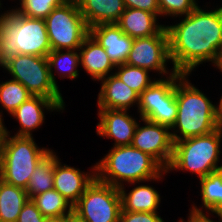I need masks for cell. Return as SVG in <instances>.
<instances>
[{"mask_svg": "<svg viewBox=\"0 0 222 222\" xmlns=\"http://www.w3.org/2000/svg\"><path fill=\"white\" fill-rule=\"evenodd\" d=\"M213 66L216 69H219L222 72V49L218 52L215 61L213 62Z\"/></svg>", "mask_w": 222, "mask_h": 222, "instance_id": "cell-39", "label": "cell"}, {"mask_svg": "<svg viewBox=\"0 0 222 222\" xmlns=\"http://www.w3.org/2000/svg\"><path fill=\"white\" fill-rule=\"evenodd\" d=\"M15 1V0H14ZM18 8H13L17 13L26 17L45 19L55 8L67 0H18Z\"/></svg>", "mask_w": 222, "mask_h": 222, "instance_id": "cell-30", "label": "cell"}, {"mask_svg": "<svg viewBox=\"0 0 222 222\" xmlns=\"http://www.w3.org/2000/svg\"><path fill=\"white\" fill-rule=\"evenodd\" d=\"M45 218L31 199L22 208L17 222H44Z\"/></svg>", "mask_w": 222, "mask_h": 222, "instance_id": "cell-33", "label": "cell"}, {"mask_svg": "<svg viewBox=\"0 0 222 222\" xmlns=\"http://www.w3.org/2000/svg\"><path fill=\"white\" fill-rule=\"evenodd\" d=\"M96 178L116 188L124 184L162 181L167 173L153 157L132 145L111 147L95 164ZM125 182V183H124Z\"/></svg>", "mask_w": 222, "mask_h": 222, "instance_id": "cell-2", "label": "cell"}, {"mask_svg": "<svg viewBox=\"0 0 222 222\" xmlns=\"http://www.w3.org/2000/svg\"><path fill=\"white\" fill-rule=\"evenodd\" d=\"M1 5H2V3H1V0H0V8H2ZM9 11H10V9L6 10V11H3L4 13H0V22L9 14Z\"/></svg>", "mask_w": 222, "mask_h": 222, "instance_id": "cell-41", "label": "cell"}, {"mask_svg": "<svg viewBox=\"0 0 222 222\" xmlns=\"http://www.w3.org/2000/svg\"><path fill=\"white\" fill-rule=\"evenodd\" d=\"M44 222H64V216L45 218Z\"/></svg>", "mask_w": 222, "mask_h": 222, "instance_id": "cell-40", "label": "cell"}, {"mask_svg": "<svg viewBox=\"0 0 222 222\" xmlns=\"http://www.w3.org/2000/svg\"><path fill=\"white\" fill-rule=\"evenodd\" d=\"M89 28L99 24L117 23L125 10L123 0H77Z\"/></svg>", "mask_w": 222, "mask_h": 222, "instance_id": "cell-19", "label": "cell"}, {"mask_svg": "<svg viewBox=\"0 0 222 222\" xmlns=\"http://www.w3.org/2000/svg\"><path fill=\"white\" fill-rule=\"evenodd\" d=\"M54 151L53 149L39 162L26 187L29 198L54 189Z\"/></svg>", "mask_w": 222, "mask_h": 222, "instance_id": "cell-25", "label": "cell"}, {"mask_svg": "<svg viewBox=\"0 0 222 222\" xmlns=\"http://www.w3.org/2000/svg\"><path fill=\"white\" fill-rule=\"evenodd\" d=\"M56 154L54 151V189L74 206L87 186L95 179V164L91 166L90 172H84L70 165H62Z\"/></svg>", "mask_w": 222, "mask_h": 222, "instance_id": "cell-13", "label": "cell"}, {"mask_svg": "<svg viewBox=\"0 0 222 222\" xmlns=\"http://www.w3.org/2000/svg\"><path fill=\"white\" fill-rule=\"evenodd\" d=\"M10 134L6 127L0 162L1 180L26 189L34 169L51 148H39L34 137Z\"/></svg>", "mask_w": 222, "mask_h": 222, "instance_id": "cell-6", "label": "cell"}, {"mask_svg": "<svg viewBox=\"0 0 222 222\" xmlns=\"http://www.w3.org/2000/svg\"><path fill=\"white\" fill-rule=\"evenodd\" d=\"M184 74L176 72L170 77L157 78L139 95L137 111L141 119H146L160 102L176 87V82Z\"/></svg>", "mask_w": 222, "mask_h": 222, "instance_id": "cell-21", "label": "cell"}, {"mask_svg": "<svg viewBox=\"0 0 222 222\" xmlns=\"http://www.w3.org/2000/svg\"><path fill=\"white\" fill-rule=\"evenodd\" d=\"M30 199L46 218L66 216L73 211L72 204L55 189L32 196Z\"/></svg>", "mask_w": 222, "mask_h": 222, "instance_id": "cell-26", "label": "cell"}, {"mask_svg": "<svg viewBox=\"0 0 222 222\" xmlns=\"http://www.w3.org/2000/svg\"><path fill=\"white\" fill-rule=\"evenodd\" d=\"M52 50L79 49L90 34L77 0H67L45 18Z\"/></svg>", "mask_w": 222, "mask_h": 222, "instance_id": "cell-7", "label": "cell"}, {"mask_svg": "<svg viewBox=\"0 0 222 222\" xmlns=\"http://www.w3.org/2000/svg\"><path fill=\"white\" fill-rule=\"evenodd\" d=\"M119 188L101 182L96 177L73 206L84 222H119L121 212Z\"/></svg>", "mask_w": 222, "mask_h": 222, "instance_id": "cell-9", "label": "cell"}, {"mask_svg": "<svg viewBox=\"0 0 222 222\" xmlns=\"http://www.w3.org/2000/svg\"><path fill=\"white\" fill-rule=\"evenodd\" d=\"M199 184L202 204L199 208L195 204L190 208L196 211L205 210L210 213L222 214V169L200 178Z\"/></svg>", "mask_w": 222, "mask_h": 222, "instance_id": "cell-24", "label": "cell"}, {"mask_svg": "<svg viewBox=\"0 0 222 222\" xmlns=\"http://www.w3.org/2000/svg\"><path fill=\"white\" fill-rule=\"evenodd\" d=\"M169 37L164 26L156 35L133 40L126 64L158 73L161 78L170 77L176 71H169Z\"/></svg>", "mask_w": 222, "mask_h": 222, "instance_id": "cell-10", "label": "cell"}, {"mask_svg": "<svg viewBox=\"0 0 222 222\" xmlns=\"http://www.w3.org/2000/svg\"><path fill=\"white\" fill-rule=\"evenodd\" d=\"M65 110L64 100H51L43 96H31L23 102L12 114L13 119L20 124L16 136L33 137L32 132L37 130L45 122L44 111Z\"/></svg>", "mask_w": 222, "mask_h": 222, "instance_id": "cell-14", "label": "cell"}, {"mask_svg": "<svg viewBox=\"0 0 222 222\" xmlns=\"http://www.w3.org/2000/svg\"><path fill=\"white\" fill-rule=\"evenodd\" d=\"M141 185L137 183H131L134 185L127 193L125 185L119 188L121 195V211L130 212H158L157 209L160 206L161 196L153 185ZM137 185V186H136Z\"/></svg>", "mask_w": 222, "mask_h": 222, "instance_id": "cell-20", "label": "cell"}, {"mask_svg": "<svg viewBox=\"0 0 222 222\" xmlns=\"http://www.w3.org/2000/svg\"><path fill=\"white\" fill-rule=\"evenodd\" d=\"M98 93V109L129 110L139 105V94L127 86L114 73L101 79Z\"/></svg>", "mask_w": 222, "mask_h": 222, "instance_id": "cell-16", "label": "cell"}, {"mask_svg": "<svg viewBox=\"0 0 222 222\" xmlns=\"http://www.w3.org/2000/svg\"><path fill=\"white\" fill-rule=\"evenodd\" d=\"M131 145L153 157L165 170L173 157L174 142L169 127L139 118Z\"/></svg>", "mask_w": 222, "mask_h": 222, "instance_id": "cell-11", "label": "cell"}, {"mask_svg": "<svg viewBox=\"0 0 222 222\" xmlns=\"http://www.w3.org/2000/svg\"><path fill=\"white\" fill-rule=\"evenodd\" d=\"M51 50L45 19L26 17L11 9L0 22V67L18 54L47 57Z\"/></svg>", "mask_w": 222, "mask_h": 222, "instance_id": "cell-4", "label": "cell"}, {"mask_svg": "<svg viewBox=\"0 0 222 222\" xmlns=\"http://www.w3.org/2000/svg\"><path fill=\"white\" fill-rule=\"evenodd\" d=\"M50 76L53 83L59 88L56 81V72L61 79L74 80L79 77L78 68H81L78 49L51 50L47 55ZM55 72V73H54Z\"/></svg>", "mask_w": 222, "mask_h": 222, "instance_id": "cell-22", "label": "cell"}, {"mask_svg": "<svg viewBox=\"0 0 222 222\" xmlns=\"http://www.w3.org/2000/svg\"><path fill=\"white\" fill-rule=\"evenodd\" d=\"M157 19L159 18L149 11L125 8L116 24L124 34L136 39L156 35L165 26Z\"/></svg>", "mask_w": 222, "mask_h": 222, "instance_id": "cell-18", "label": "cell"}, {"mask_svg": "<svg viewBox=\"0 0 222 222\" xmlns=\"http://www.w3.org/2000/svg\"><path fill=\"white\" fill-rule=\"evenodd\" d=\"M222 5L213 10L197 6L179 23L165 25L172 69L190 75L203 62H213L222 49Z\"/></svg>", "mask_w": 222, "mask_h": 222, "instance_id": "cell-1", "label": "cell"}, {"mask_svg": "<svg viewBox=\"0 0 222 222\" xmlns=\"http://www.w3.org/2000/svg\"><path fill=\"white\" fill-rule=\"evenodd\" d=\"M64 222H84V220L74 211L64 216Z\"/></svg>", "mask_w": 222, "mask_h": 222, "instance_id": "cell-38", "label": "cell"}, {"mask_svg": "<svg viewBox=\"0 0 222 222\" xmlns=\"http://www.w3.org/2000/svg\"><path fill=\"white\" fill-rule=\"evenodd\" d=\"M198 0H158L160 17L168 16L174 19L191 13L197 6Z\"/></svg>", "mask_w": 222, "mask_h": 222, "instance_id": "cell-31", "label": "cell"}, {"mask_svg": "<svg viewBox=\"0 0 222 222\" xmlns=\"http://www.w3.org/2000/svg\"><path fill=\"white\" fill-rule=\"evenodd\" d=\"M189 216L187 218V221H184V219H181L178 222H217L214 220H211L209 215L212 214H216L218 217V222H222V214L221 213H208V211L206 213H204L205 211H196L194 209H189Z\"/></svg>", "mask_w": 222, "mask_h": 222, "instance_id": "cell-35", "label": "cell"}, {"mask_svg": "<svg viewBox=\"0 0 222 222\" xmlns=\"http://www.w3.org/2000/svg\"><path fill=\"white\" fill-rule=\"evenodd\" d=\"M125 8H134L149 11L160 17L158 0H123Z\"/></svg>", "mask_w": 222, "mask_h": 222, "instance_id": "cell-34", "label": "cell"}, {"mask_svg": "<svg viewBox=\"0 0 222 222\" xmlns=\"http://www.w3.org/2000/svg\"><path fill=\"white\" fill-rule=\"evenodd\" d=\"M188 76L184 74L176 82L177 119L170 129L173 142L205 135L219 128L216 104L189 82Z\"/></svg>", "mask_w": 222, "mask_h": 222, "instance_id": "cell-3", "label": "cell"}, {"mask_svg": "<svg viewBox=\"0 0 222 222\" xmlns=\"http://www.w3.org/2000/svg\"><path fill=\"white\" fill-rule=\"evenodd\" d=\"M26 190L0 181V221L17 222L19 214L29 200Z\"/></svg>", "mask_w": 222, "mask_h": 222, "instance_id": "cell-23", "label": "cell"}, {"mask_svg": "<svg viewBox=\"0 0 222 222\" xmlns=\"http://www.w3.org/2000/svg\"><path fill=\"white\" fill-rule=\"evenodd\" d=\"M3 110L0 111V162H1V154H2V145H3V140L6 134V127L4 124V118L3 117Z\"/></svg>", "mask_w": 222, "mask_h": 222, "instance_id": "cell-36", "label": "cell"}, {"mask_svg": "<svg viewBox=\"0 0 222 222\" xmlns=\"http://www.w3.org/2000/svg\"><path fill=\"white\" fill-rule=\"evenodd\" d=\"M222 129L197 137L174 142L173 157L167 173L171 171H189L198 179L222 169L218 165L221 153Z\"/></svg>", "mask_w": 222, "mask_h": 222, "instance_id": "cell-5", "label": "cell"}, {"mask_svg": "<svg viewBox=\"0 0 222 222\" xmlns=\"http://www.w3.org/2000/svg\"><path fill=\"white\" fill-rule=\"evenodd\" d=\"M82 69L91 76L93 81L113 74L116 66L110 60L106 50L89 34L78 49Z\"/></svg>", "mask_w": 222, "mask_h": 222, "instance_id": "cell-17", "label": "cell"}, {"mask_svg": "<svg viewBox=\"0 0 222 222\" xmlns=\"http://www.w3.org/2000/svg\"><path fill=\"white\" fill-rule=\"evenodd\" d=\"M90 34L106 50L115 66L126 63L134 39L124 34L116 23L92 26Z\"/></svg>", "mask_w": 222, "mask_h": 222, "instance_id": "cell-15", "label": "cell"}, {"mask_svg": "<svg viewBox=\"0 0 222 222\" xmlns=\"http://www.w3.org/2000/svg\"><path fill=\"white\" fill-rule=\"evenodd\" d=\"M216 121H217L218 127L222 129V94H221L218 105L216 104Z\"/></svg>", "mask_w": 222, "mask_h": 222, "instance_id": "cell-37", "label": "cell"}, {"mask_svg": "<svg viewBox=\"0 0 222 222\" xmlns=\"http://www.w3.org/2000/svg\"><path fill=\"white\" fill-rule=\"evenodd\" d=\"M177 101L176 87L155 107L153 112L146 118L154 123L164 125L170 129L175 124L177 119Z\"/></svg>", "mask_w": 222, "mask_h": 222, "instance_id": "cell-29", "label": "cell"}, {"mask_svg": "<svg viewBox=\"0 0 222 222\" xmlns=\"http://www.w3.org/2000/svg\"><path fill=\"white\" fill-rule=\"evenodd\" d=\"M149 72L147 69L125 63L116 66L114 74L140 95L156 80L151 78Z\"/></svg>", "mask_w": 222, "mask_h": 222, "instance_id": "cell-28", "label": "cell"}, {"mask_svg": "<svg viewBox=\"0 0 222 222\" xmlns=\"http://www.w3.org/2000/svg\"><path fill=\"white\" fill-rule=\"evenodd\" d=\"M130 110L98 109L99 122L96 134L99 137L114 140L113 147L131 145L137 118L129 115Z\"/></svg>", "mask_w": 222, "mask_h": 222, "instance_id": "cell-12", "label": "cell"}, {"mask_svg": "<svg viewBox=\"0 0 222 222\" xmlns=\"http://www.w3.org/2000/svg\"><path fill=\"white\" fill-rule=\"evenodd\" d=\"M119 222H165L158 212L121 211Z\"/></svg>", "mask_w": 222, "mask_h": 222, "instance_id": "cell-32", "label": "cell"}, {"mask_svg": "<svg viewBox=\"0 0 222 222\" xmlns=\"http://www.w3.org/2000/svg\"><path fill=\"white\" fill-rule=\"evenodd\" d=\"M31 96L28 89L17 80L9 79L0 83V104L9 115Z\"/></svg>", "mask_w": 222, "mask_h": 222, "instance_id": "cell-27", "label": "cell"}, {"mask_svg": "<svg viewBox=\"0 0 222 222\" xmlns=\"http://www.w3.org/2000/svg\"><path fill=\"white\" fill-rule=\"evenodd\" d=\"M12 79L22 83L33 96L51 100H63V96L52 81L47 57L18 54L4 68Z\"/></svg>", "mask_w": 222, "mask_h": 222, "instance_id": "cell-8", "label": "cell"}]
</instances>
